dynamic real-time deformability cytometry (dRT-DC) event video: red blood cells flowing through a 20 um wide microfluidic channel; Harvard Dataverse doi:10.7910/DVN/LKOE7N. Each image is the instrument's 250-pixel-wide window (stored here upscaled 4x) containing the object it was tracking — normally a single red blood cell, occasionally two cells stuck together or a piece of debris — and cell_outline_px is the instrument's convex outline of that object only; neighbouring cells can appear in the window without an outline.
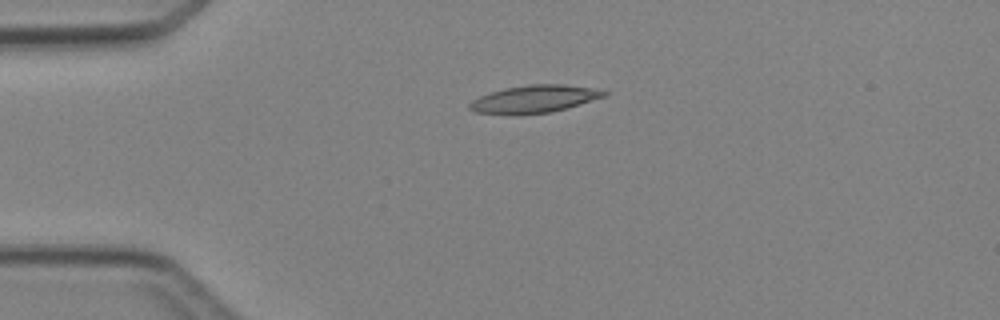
{"species": "Egyptian fruit bat (a non-hibernating species)", "species_latin": "Rousettus aegyptiacus", "temperature_condition": "cold", "stored_images_in_passage": 6, "camera_frame_rate_fps": 3000, "um_per_image_px": 0.085, "animal": {"sex": "female"}, "frame": {"image": 1, "passage_image": 4, "time_ms": 3.333, "image_size_px": [1000, 320], "cell_outline_px": [[608, 96], [552, 112], [476, 112], [468, 108], [468, 104], [472, 100], [480, 96], [504, 88], [528, 84], [564, 84], [596, 88], [608, 92]], "centroid_in_image_um": [45.52, 8.36], "position_along_channel_um": 39.5, "area_um2": 20.92}}
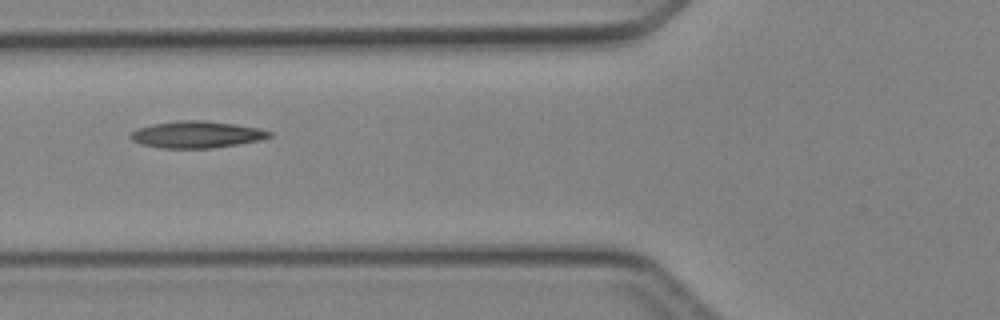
{"frame": {"image": 2, "passage_image": 6, "time_ms": 5.667, "image_size_px": [1000, 320], "cell_outline_px": [[272, 136], [260, 140], [212, 148], [160, 148], [144, 144], [132, 140], [128, 136], [136, 128], [152, 124], [180, 120], [204, 120], [236, 124], [260, 128], [272, 132]], "centroid_in_image_um": [16.72, 11.42], "position_along_channel_um": 109.1, "area_um2": 21.68}}